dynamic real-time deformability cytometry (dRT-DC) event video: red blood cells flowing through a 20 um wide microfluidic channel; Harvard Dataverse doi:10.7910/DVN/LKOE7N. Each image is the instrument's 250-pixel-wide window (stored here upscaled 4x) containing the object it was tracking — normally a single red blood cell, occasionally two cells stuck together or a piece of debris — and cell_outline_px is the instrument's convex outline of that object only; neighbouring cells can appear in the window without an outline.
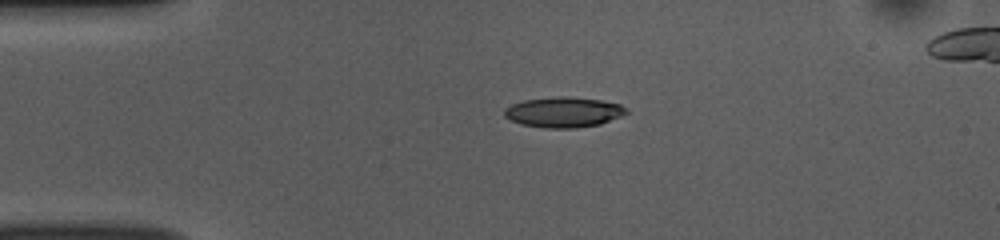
{"species": "common noctule bat (a hibernating species)", "species_latin": "Nyctalus noctula", "temperature_condition": "room temperature", "stored_images_in_passage": 42, "segment_of_instrument_passage": [1, 2], "camera_frame_rate_fps": 3000, "um_per_image_px": 0.085, "animal": {"sex": "female", "body_mass_g": 10.0, "forearm_length_mm": 53.1}, "frame": {"image": 1, "passage_image": 1, "time_ms": 0.0, "image_size_px": [1000, 240], "cell_outline_px": [[628, 112], [620, 116], [600, 124], [576, 128], [544, 128], [520, 124], [508, 120], [504, 116], [504, 108], [512, 104], [524, 100], [556, 96], [568, 96], [600, 100], [620, 104]], "centroid_in_image_um": [47.84, 9.53], "position_along_channel_um": 37.2, "area_um2": 21.62}}
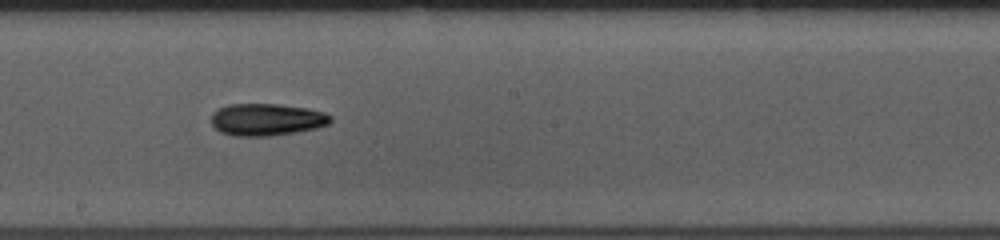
{"frame": {"image": 2, "passage_image": 18, "time_ms": 5.667, "image_size_px": [1000, 240], "cell_outline_px": [[332, 120], [328, 124], [316, 128], [296, 132], [268, 136], [236, 136], [220, 132], [212, 124], [212, 112], [228, 104], [276, 104], [308, 108], [324, 112], [332, 116]], "centroid_in_image_um": [22.68, 10.16], "position_along_channel_um": 225.5, "area_um2": 22.31}}
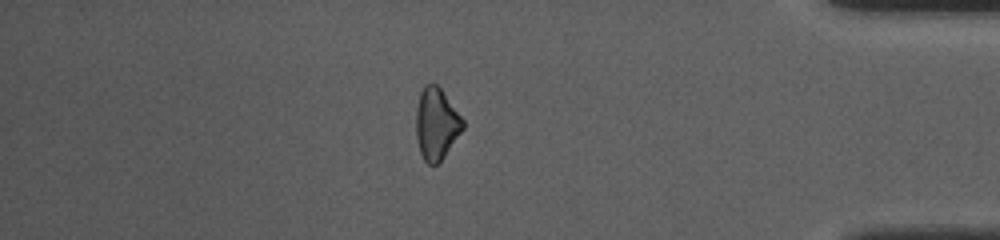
{"frame": {"image": 3, "passage_image": 34, "time_ms": 11.0, "image_size_px": [1000, 240], "cell_outline_px": [[464, 128], [444, 156], [436, 164], [428, 164], [424, 160], [420, 152], [416, 136], [416, 108], [420, 92], [424, 84], [436, 84], [440, 88], [464, 120]], "centroid_in_image_um": [37.08, 10.51], "position_along_channel_um": 398.1, "area_um2": 19.36}}